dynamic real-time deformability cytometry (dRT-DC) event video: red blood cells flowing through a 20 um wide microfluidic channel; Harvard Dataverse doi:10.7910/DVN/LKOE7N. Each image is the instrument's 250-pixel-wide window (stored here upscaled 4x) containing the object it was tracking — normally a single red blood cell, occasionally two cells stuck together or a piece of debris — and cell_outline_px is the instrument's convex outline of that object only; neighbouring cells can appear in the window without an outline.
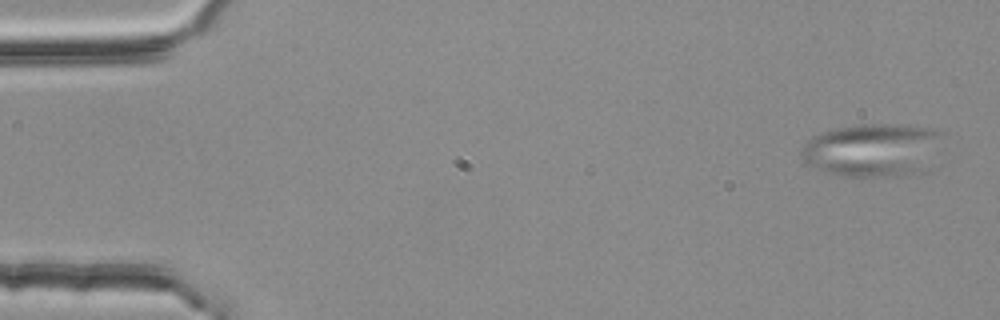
{"species": "common noctule bat (a hibernating species)", "species_latin": "Nyctalus noctula", "temperature_condition": "room temperature", "stored_images_in_passage": 3, "camera_frame_rate_fps": 3000, "um_per_image_px": 0.085, "animal": {"sex": "female", "body_mass_g": 25.1}, "frame": {"image": 1, "passage_image": 1, "time_ms": 0.0, "image_size_px": [1000, 320], "cell_outline_px": [[944, 132], [932, 172], [892, 176], [844, 176], [824, 172], [808, 164], [804, 160], [800, 152], [804, 144], [812, 136], [820, 132], [836, 128], [856, 124], [896, 124], [936, 128]], "centroid_in_image_um": [74.29, 12.75], "position_along_channel_um": 10.7, "area_um2": 45.14}}